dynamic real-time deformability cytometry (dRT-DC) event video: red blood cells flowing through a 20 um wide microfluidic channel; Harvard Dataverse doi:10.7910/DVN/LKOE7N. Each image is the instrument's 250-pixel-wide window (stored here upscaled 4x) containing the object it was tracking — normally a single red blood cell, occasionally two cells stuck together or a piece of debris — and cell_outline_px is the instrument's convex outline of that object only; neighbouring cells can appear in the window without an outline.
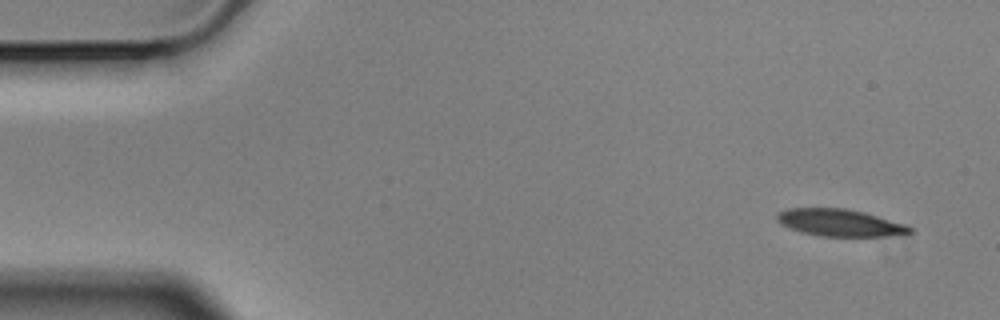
{"species": "Egyptian fruit bat (a non-hibernating species)", "species_latin": "Rousettus aegyptiacus", "temperature_condition": "cold", "stored_images_in_passage": 4, "camera_frame_rate_fps": 3000, "um_per_image_px": 0.085, "animal": {"sex": "male"}, "frame": {"image": 1, "passage_image": 1, "time_ms": 0.0, "image_size_px": [1000, 320], "cell_outline_px": [[912, 232], [884, 236], [820, 236], [800, 232], [780, 224], [776, 220], [776, 212], [788, 208], [848, 208], [864, 212], [904, 224], [912, 228]], "centroid_in_image_um": [71.3, 18.92], "position_along_channel_um": 13.7, "area_um2": 20.92}}
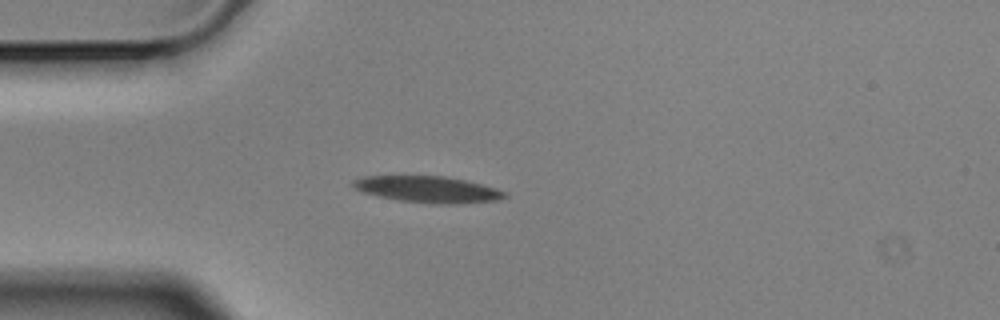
{"frame": {"image": 2, "passage_image": 4, "time_ms": 1.0, "image_size_px": [1000, 320], "cell_outline_px": [[508, 196], [496, 200], [452, 204], [436, 204], [400, 200], [380, 196], [364, 192], [356, 188], [352, 184], [352, 180], [364, 176], [444, 176], [464, 180], [496, 188], [508, 192]], "centroid_in_image_um": [36.4, 16.09], "position_along_channel_um": 48.6, "area_um2": 23.0}}